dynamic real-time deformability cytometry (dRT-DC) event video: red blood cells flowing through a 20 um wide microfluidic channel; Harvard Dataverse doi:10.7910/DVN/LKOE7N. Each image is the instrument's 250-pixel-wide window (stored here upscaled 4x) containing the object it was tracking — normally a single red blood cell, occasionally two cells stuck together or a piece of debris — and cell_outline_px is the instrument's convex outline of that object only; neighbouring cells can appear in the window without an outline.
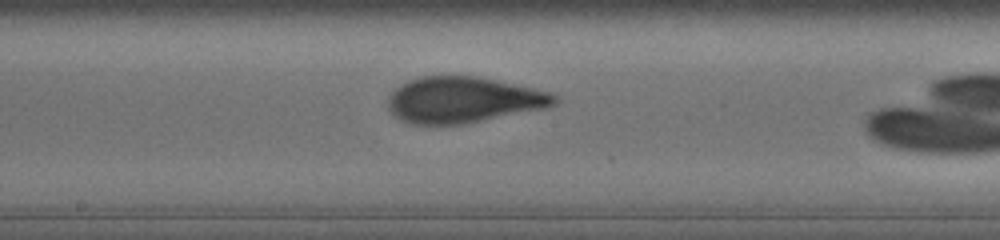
{"species": "human", "species_latin": "Homo sapiens", "temperature_condition": "cold", "stored_images_in_passage": 20, "camera_frame_rate_fps": 3000, "um_per_image_px": 0.085, "donor": {"sex": "male"}, "frame": {"image": 1, "passage_image": 15, "time_ms": 4.667, "image_size_px": [1000, 240], "cell_outline_px": [[560, 100], [556, 104], [544, 108], [460, 124], [412, 124], [400, 120], [388, 108], [388, 96], [396, 88], [408, 80], [420, 76], [476, 76], [496, 80], [552, 92]], "centroid_in_image_um": [39.37, 8.48], "position_along_channel_um": 208.8, "area_um2": 44.27}}